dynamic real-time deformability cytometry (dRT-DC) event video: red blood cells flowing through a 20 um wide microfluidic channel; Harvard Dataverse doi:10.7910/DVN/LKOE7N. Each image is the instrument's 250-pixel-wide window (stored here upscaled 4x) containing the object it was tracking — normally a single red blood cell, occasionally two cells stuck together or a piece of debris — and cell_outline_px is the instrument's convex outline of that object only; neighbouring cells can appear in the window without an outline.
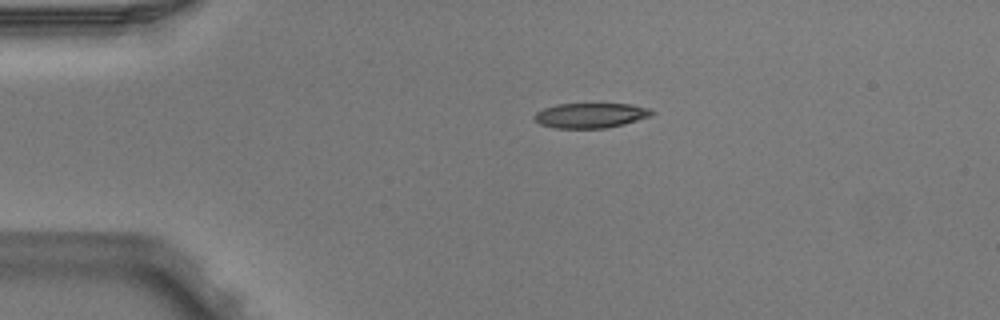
{"species": "Egyptian fruit bat (a non-hibernating species)", "species_latin": "Rousettus aegyptiacus", "temperature_condition": "warm", "stored_images_in_passage": 2, "camera_frame_rate_fps": 3000, "um_per_image_px": 0.085, "animal": {"sex": "male"}, "frame": {"image": 1, "passage_image": 1, "time_ms": 0.0, "image_size_px": [1000, 320], "cell_outline_px": [[656, 112], [652, 116], [624, 124], [604, 128], [556, 128], [540, 124], [532, 116], [536, 112], [544, 108], [556, 104], [632, 104], [648, 108]], "centroid_in_image_um": [50.22, 9.81], "position_along_channel_um": 34.8, "area_um2": 17.11}}